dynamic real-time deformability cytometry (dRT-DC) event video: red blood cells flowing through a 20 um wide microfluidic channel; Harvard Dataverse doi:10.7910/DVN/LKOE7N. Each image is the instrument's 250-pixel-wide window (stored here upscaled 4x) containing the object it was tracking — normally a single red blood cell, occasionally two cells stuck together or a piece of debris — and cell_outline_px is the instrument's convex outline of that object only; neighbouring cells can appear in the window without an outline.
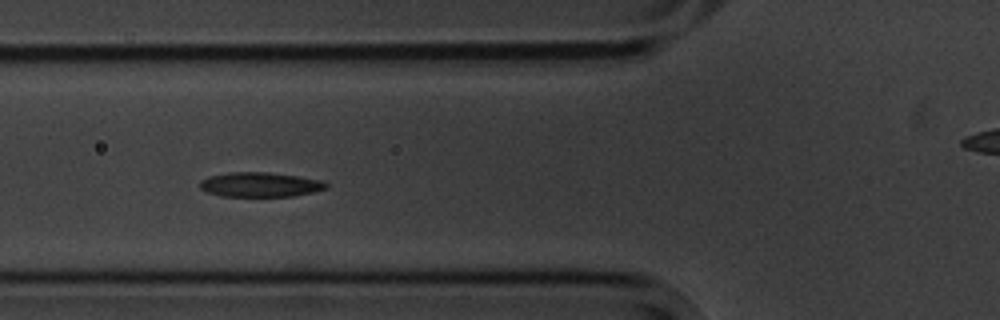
{"species": "common noctule bat (a hibernating species)", "species_latin": "Nyctalus noctula", "temperature_condition": "cold", "stored_images_in_passage": 5, "camera_frame_rate_fps": 3000, "um_per_image_px": 0.085, "animal": {"sex": "male", "body_mass_g": 20.1, "forearm_length_mm": 53.5}, "frame": {"image": 1, "passage_image": 4, "time_ms": 3.667, "image_size_px": [1000, 320], "cell_outline_px": [[328, 188], [312, 192], [292, 196], [220, 196], [208, 192], [200, 188], [200, 180], [208, 176], [228, 172], [268, 172], [296, 176], [320, 180], [328, 184]], "centroid_in_image_um": [22.08, 15.69], "position_along_channel_um": 103.7, "area_um2": 18.03}}
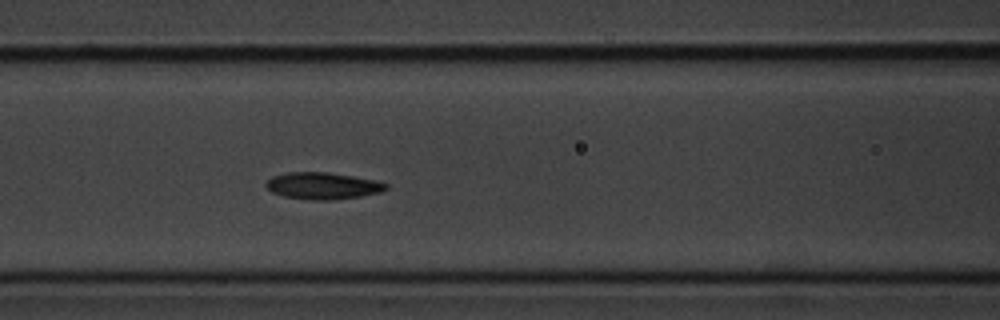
{"frame": {"image": 2, "passage_image": 5, "time_ms": 4.667, "image_size_px": [1000, 320], "cell_outline_px": [[388, 188], [380, 192], [360, 196], [332, 200], [308, 200], [284, 196], [272, 192], [264, 184], [272, 176], [288, 172], [328, 172], [352, 176], [372, 180], [388, 184]], "centroid_in_image_um": [27.4, 15.79], "position_along_channel_um": 139.2, "area_um2": 18.61}}